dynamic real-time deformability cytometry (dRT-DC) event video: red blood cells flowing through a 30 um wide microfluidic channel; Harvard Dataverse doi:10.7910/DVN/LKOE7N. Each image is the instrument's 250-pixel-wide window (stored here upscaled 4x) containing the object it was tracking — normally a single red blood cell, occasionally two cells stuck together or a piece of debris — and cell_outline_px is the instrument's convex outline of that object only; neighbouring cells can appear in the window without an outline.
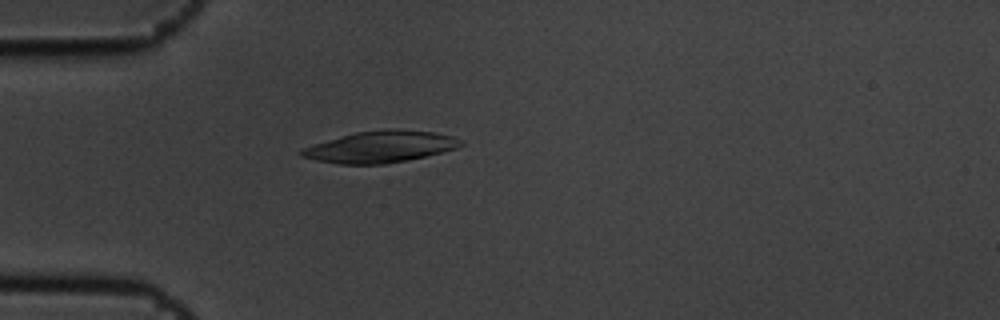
{"species": "common noctule bat (a hibernating species)", "species_latin": "Nyctalus noctula", "temperature_condition": "cold", "stored_images_in_passage": 5, "camera_frame_rate_fps": 3000, "um_per_image_px": 0.085, "animal": {"sex": "male", "body_mass_g": 19.5, "forearm_length_mm": 54.6}, "frame": {"image": 1, "passage_image": 5, "time_ms": 1.333, "image_size_px": [1000, 320], "cell_outline_px": [[464, 144], [456, 148], [408, 160], [384, 164], [340, 164], [316, 160], [300, 156], [296, 152], [300, 148], [312, 144], [340, 136], [356, 132], [388, 128], [396, 128], [436, 132], [452, 136], [464, 140]], "centroid_in_image_um": [32.3, 12.46], "position_along_channel_um": 52.7, "area_um2": 29.59}}